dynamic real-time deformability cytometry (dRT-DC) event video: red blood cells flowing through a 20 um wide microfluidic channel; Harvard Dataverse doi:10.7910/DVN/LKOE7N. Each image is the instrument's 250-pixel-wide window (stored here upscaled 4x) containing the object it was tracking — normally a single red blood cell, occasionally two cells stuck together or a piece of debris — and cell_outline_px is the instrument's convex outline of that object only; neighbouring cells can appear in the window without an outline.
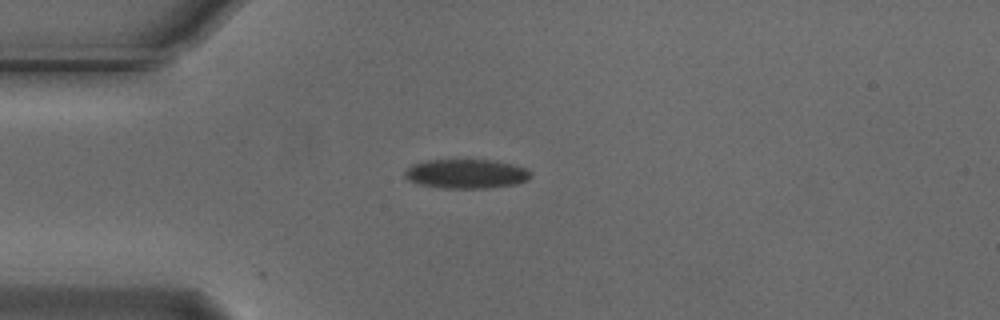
{"species": "Egyptian fruit bat (a non-hibernating species)", "species_latin": "Rousettus aegyptiacus", "temperature_condition": "cold", "stored_images_in_passage": 2, "camera_frame_rate_fps": 3000, "um_per_image_px": 0.085, "animal": {"sex": "male"}, "frame": {"image": 1, "passage_image": 2, "time_ms": 0.333, "image_size_px": [1000, 320], "cell_outline_px": [[532, 176], [528, 180], [516, 184], [488, 188], [444, 188], [420, 184], [408, 180], [404, 176], [404, 172], [412, 164], [424, 160], [492, 160], [512, 164], [528, 168], [532, 172]], "centroid_in_image_um": [39.66, 14.77], "position_along_channel_um": 45.3, "area_um2": 21.62}}